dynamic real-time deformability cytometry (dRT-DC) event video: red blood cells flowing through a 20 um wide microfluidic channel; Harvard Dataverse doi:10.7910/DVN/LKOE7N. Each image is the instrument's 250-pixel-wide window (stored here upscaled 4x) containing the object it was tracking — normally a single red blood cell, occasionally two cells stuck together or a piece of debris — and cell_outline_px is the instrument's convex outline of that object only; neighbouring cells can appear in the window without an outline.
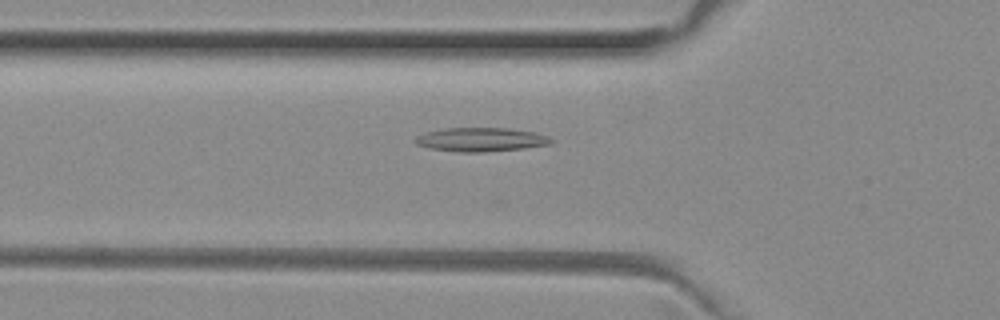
{"species": "common noctule bat (a hibernating species)", "species_latin": "Nyctalus noctula", "temperature_condition": "room temperature", "stored_images_in_passage": 37, "camera_frame_rate_fps": 3000, "um_per_image_px": 0.085, "animal": {"sex": "female", "body_mass_g": 29.2, "forearm_length_mm": 56.3}, "frame": {"image": 1, "passage_image": 2, "time_ms": 0.333, "image_size_px": [1000, 320], "cell_outline_px": [[556, 140], [552, 144], [524, 148], [484, 152], [460, 152], [428, 148], [416, 144], [416, 136], [424, 132], [444, 128], [508, 128], [536, 132], [548, 136]], "centroid_in_image_um": [40.92, 11.86], "position_along_channel_um": 84.9, "area_um2": 19.07}}
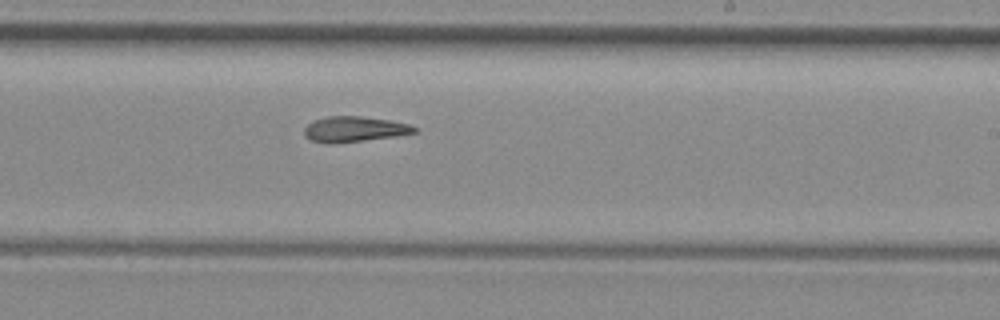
{"frame": {"image": 2, "passage_image": 15, "time_ms": 4.667, "image_size_px": [1000, 320], "cell_outline_px": [[416, 132], [396, 136], [332, 144], [328, 144], [312, 140], [304, 136], [304, 128], [308, 124], [316, 120], [328, 116], [360, 116], [388, 120], [408, 124], [416, 128]], "centroid_in_image_um": [30.08, 10.99], "position_along_channel_um": 258.9, "area_um2": 16.13}}
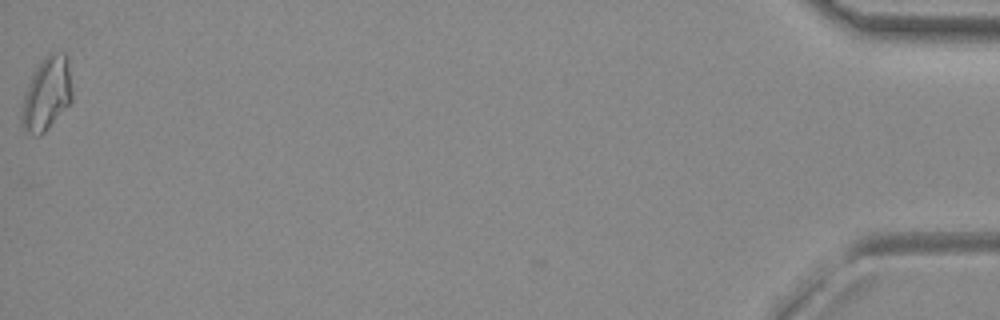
{"frame": {"image": 3, "passage_image": 36, "time_ms": 11.667, "image_size_px": [1000, 320], "cell_outline_px": [[72, 100], [48, 128], [40, 136], [36, 136], [24, 132], [20, 116], [24, 92], [36, 68], [44, 56], [48, 52], [56, 48], [64, 52], [68, 56], [72, 92]], "centroid_in_image_um": [3.97, 7.92], "position_along_channel_um": 431.2, "area_um2": 21.96}}